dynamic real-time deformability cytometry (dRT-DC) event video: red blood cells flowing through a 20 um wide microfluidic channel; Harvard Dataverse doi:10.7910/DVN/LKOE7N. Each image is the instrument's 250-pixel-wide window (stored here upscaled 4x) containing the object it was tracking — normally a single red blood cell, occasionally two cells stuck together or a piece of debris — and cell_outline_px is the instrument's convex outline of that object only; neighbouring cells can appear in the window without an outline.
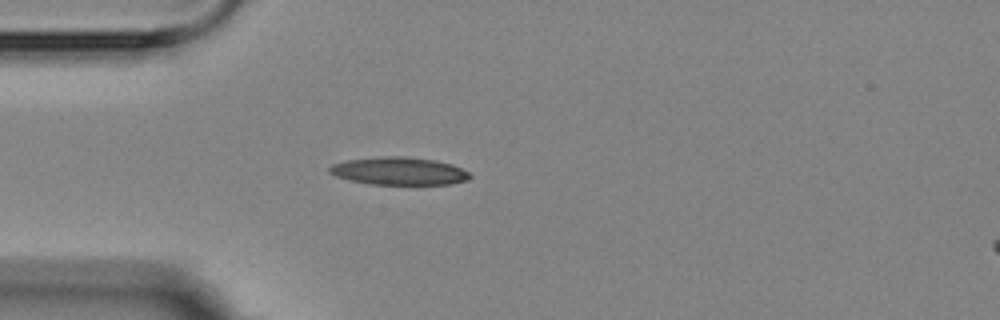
{"species": "Egyptian fruit bat (a non-hibernating species)", "species_latin": "Rousettus aegyptiacus", "temperature_condition": "room temperature", "stored_images_in_passage": 3, "camera_frame_rate_fps": 3000, "um_per_image_px": 0.085, "animal": {"sex": "female"}, "frame": {"image": 1, "passage_image": 1, "time_ms": 0.0, "image_size_px": [1000, 320], "cell_outline_px": [[472, 176], [468, 180], [452, 184], [372, 184], [352, 180], [336, 176], [328, 172], [328, 168], [332, 164], [348, 160], [380, 156], [404, 156], [436, 160], [452, 164], [468, 172]], "centroid_in_image_um": [33.93, 14.53], "position_along_channel_um": 51.1, "area_um2": 22.66}}
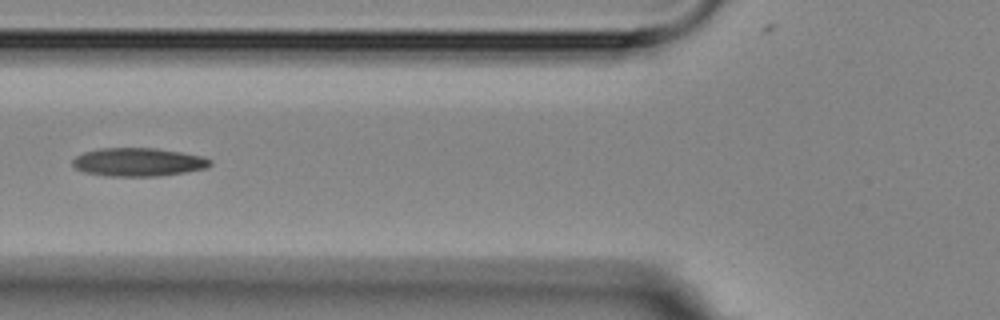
{"frame": {"image": 2, "passage_image": 3, "time_ms": 2.0, "image_size_px": [1000, 320], "cell_outline_px": [[212, 164], [208, 168], [160, 176], [108, 176], [84, 172], [76, 168], [72, 164], [72, 160], [76, 156], [84, 152], [100, 148], [156, 148], [204, 156], [212, 160]], "centroid_in_image_um": [11.78, 13.77], "position_along_channel_um": 114.0, "area_um2": 22.83}}